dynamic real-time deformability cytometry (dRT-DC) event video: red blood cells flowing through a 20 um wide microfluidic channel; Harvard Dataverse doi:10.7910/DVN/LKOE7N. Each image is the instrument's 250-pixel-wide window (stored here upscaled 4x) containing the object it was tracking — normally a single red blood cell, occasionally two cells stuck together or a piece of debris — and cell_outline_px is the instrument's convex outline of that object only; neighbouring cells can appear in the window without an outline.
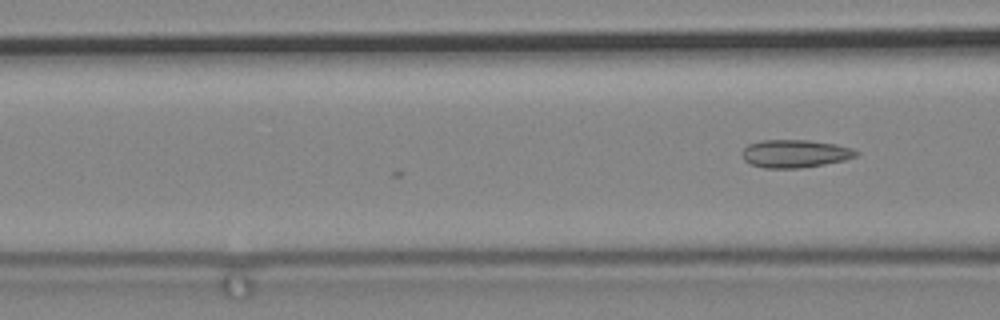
{"species": "common noctule bat (a hibernating species)", "species_latin": "Nyctalus noctula", "temperature_condition": "cold", "stored_images_in_passage": 40, "camera_frame_rate_fps": 3000, "um_per_image_px": 0.085, "animal": {"sex": "male", "body_mass_g": 19.2, "forearm_length_mm": 51.8}, "frame": {"image": 1, "passage_image": 40, "time_ms": 13.0, "image_size_px": [1000, 320], "cell_outline_px": [[860, 152], [856, 156], [844, 160], [824, 164], [800, 168], [764, 168], [752, 164], [744, 160], [740, 152], [748, 144], [760, 140], [808, 140], [836, 144], [852, 148]], "centroid_in_image_um": [67.56, 13.05], "position_along_channel_um": 99.0, "area_um2": 18.61}}